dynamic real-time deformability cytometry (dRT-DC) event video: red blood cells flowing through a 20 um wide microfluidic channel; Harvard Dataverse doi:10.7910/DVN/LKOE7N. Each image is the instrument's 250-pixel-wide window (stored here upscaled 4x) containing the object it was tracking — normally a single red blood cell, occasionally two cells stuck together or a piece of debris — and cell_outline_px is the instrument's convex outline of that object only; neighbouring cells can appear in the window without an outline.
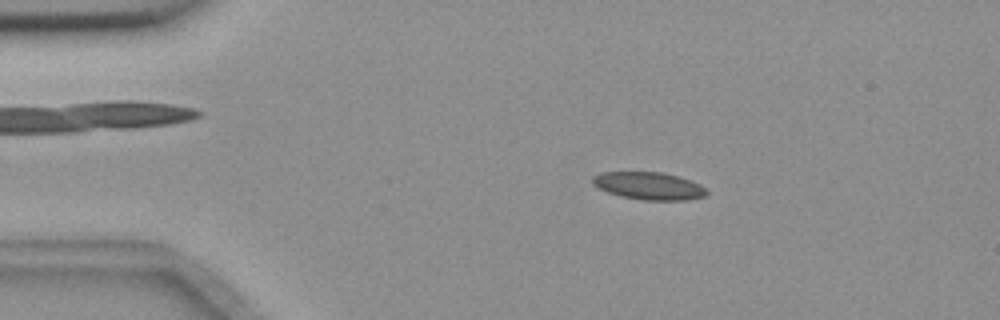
{"species": "common noctule bat (a hibernating species)", "species_latin": "Nyctalus noctula", "temperature_condition": "room temperature", "stored_images_in_passage": 5, "camera_frame_rate_fps": 3000, "um_per_image_px": 0.085, "animal": {"sex": "female", "body_mass_g": 18.4}, "frame": {"image": 1, "passage_image": 2, "time_ms": 0.333, "image_size_px": [1000, 320], "cell_outline_px": [[708, 192], [704, 196], [688, 200], [644, 200], [620, 196], [608, 192], [592, 184], [592, 176], [600, 172], [660, 172], [676, 176], [700, 184]], "centroid_in_image_um": [55.12, 15.8], "position_along_channel_um": 29.9, "area_um2": 18.15}}
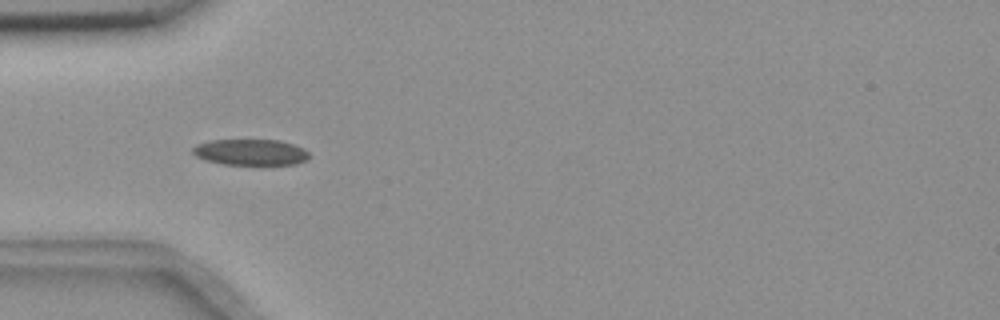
{"frame": {"image": 2, "passage_image": 4, "time_ms": 1.0, "image_size_px": [1000, 320], "cell_outline_px": [[308, 160], [296, 164], [260, 168], [224, 164], [204, 160], [196, 156], [192, 152], [192, 148], [200, 144], [212, 140], [280, 140], [304, 148], [308, 152]], "centroid_in_image_um": [21.36, 13.0], "position_along_channel_um": 63.6, "area_um2": 18.55}}